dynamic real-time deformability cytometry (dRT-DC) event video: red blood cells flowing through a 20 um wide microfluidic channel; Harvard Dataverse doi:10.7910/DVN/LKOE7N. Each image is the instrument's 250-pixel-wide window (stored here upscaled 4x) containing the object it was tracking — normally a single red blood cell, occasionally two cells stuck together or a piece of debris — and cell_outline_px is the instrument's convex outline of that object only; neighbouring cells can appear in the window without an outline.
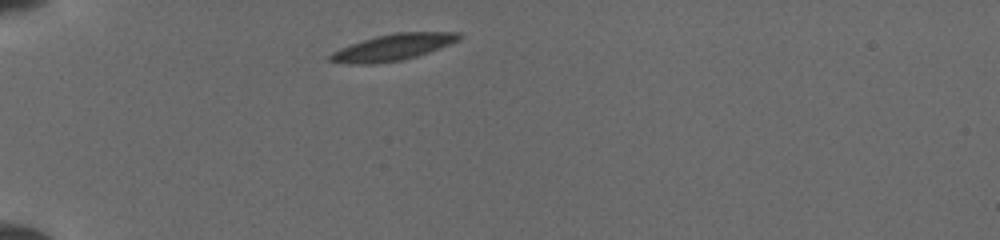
{"species": "common noctule bat (a hibernating species)", "species_latin": "Nyctalus noctula", "temperature_condition": "cold", "stored_images_in_passage": 9, "camera_frame_rate_fps": 3000, "um_per_image_px": 0.085, "animal": {"sex": "female", "body_mass_g": 19.5, "forearm_length_mm": 54.1}, "frame": {"image": 1, "passage_image": 1, "time_ms": 0.0, "image_size_px": [1000, 240], "cell_outline_px": [[464, 36], [460, 40], [428, 52], [416, 56], [400, 60], [372, 64], [352, 64], [328, 60], [328, 56], [332, 52], [340, 48], [376, 36], [396, 32], [460, 32]], "centroid_in_image_um": [33.43, 4.01], "position_along_channel_um": 51.6, "area_um2": 19.59}}
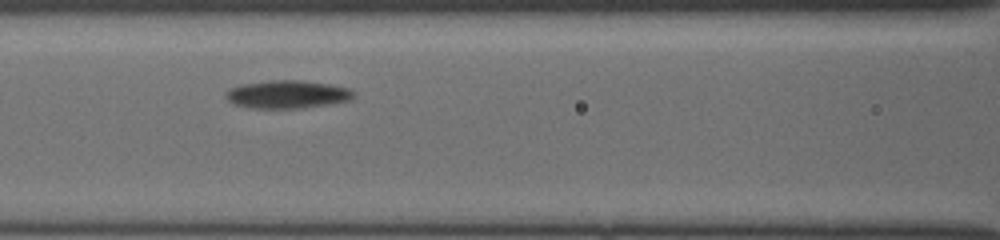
{"frame": {"image": 2, "passage_image": 6, "time_ms": 3.0, "image_size_px": [1000, 240], "cell_outline_px": [[356, 92], [348, 100], [324, 104], [296, 108], [252, 108], [236, 104], [228, 100], [224, 96], [232, 88], [240, 84], [272, 80], [304, 80], [332, 84], [348, 88]], "centroid_in_image_um": [24.42, 8.0], "position_along_channel_um": 142.2, "area_um2": 20.52}}
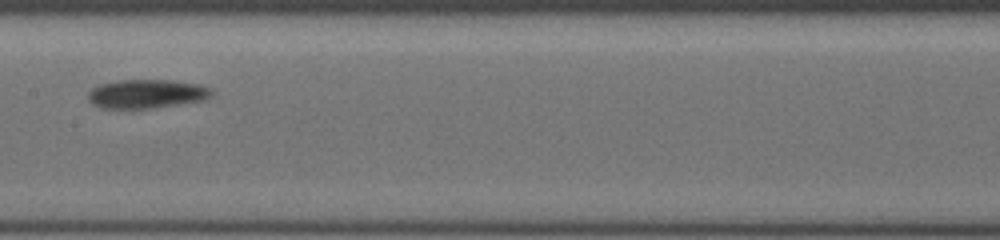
{"frame": {"image": 3, "passage_image": 8, "time_ms": 4.333, "image_size_px": [1000, 240], "cell_outline_px": [[212, 96], [204, 100], [156, 108], [104, 108], [88, 100], [88, 92], [92, 88], [100, 84], [116, 80], [172, 80], [200, 84], [212, 88]], "centroid_in_image_um": [12.51, 7.97], "position_along_channel_um": 194.9, "area_um2": 20.87}}